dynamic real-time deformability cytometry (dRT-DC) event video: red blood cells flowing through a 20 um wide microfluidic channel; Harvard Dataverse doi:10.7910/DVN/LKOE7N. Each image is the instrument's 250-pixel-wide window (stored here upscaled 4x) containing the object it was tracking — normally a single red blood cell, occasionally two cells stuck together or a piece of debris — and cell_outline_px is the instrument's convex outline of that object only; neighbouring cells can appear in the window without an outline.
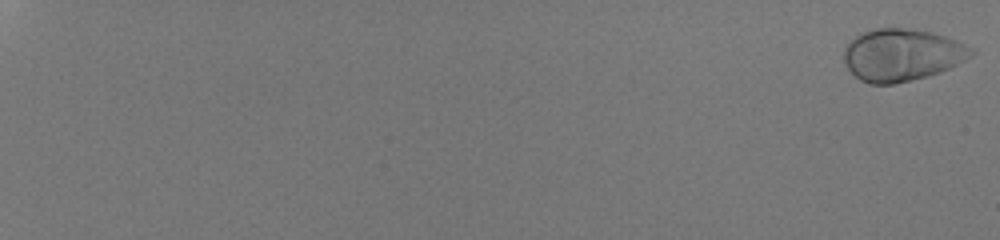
{"species": "human", "species_latin": "Homo sapiens", "temperature_condition": "room temperature", "stored_images_in_passage": 55, "camera_frame_rate_fps": 3000, "um_per_image_px": 0.085, "donor": {"sex": "male"}, "frame": {"image": 1, "passage_image": 1, "time_ms": 0.0, "image_size_px": [1000, 240], "cell_outline_px": [[976, 52], [972, 56], [940, 72], [928, 76], [892, 84], [872, 84], [860, 80], [848, 68], [844, 60], [844, 48], [860, 32], [876, 28], [904, 28], [932, 32], [944, 36]], "centroid_in_image_um": [76.61, 4.67], "position_along_channel_um": 8.4, "area_um2": 38.15}}
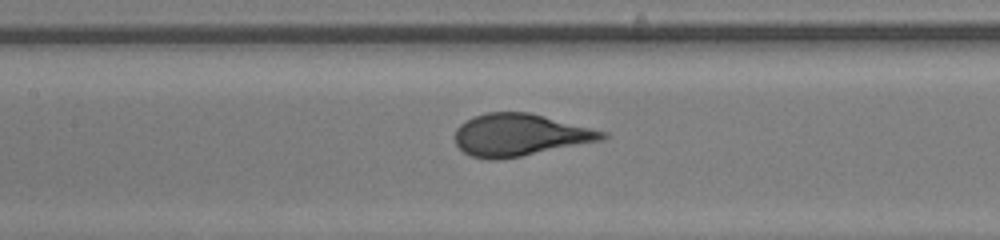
{"frame": {"image": 2, "passage_image": 32, "time_ms": 10.333, "image_size_px": [1000, 240], "cell_outline_px": [[608, 136], [604, 140], [520, 156], [496, 160], [492, 160], [472, 156], [464, 152], [456, 144], [456, 128], [460, 124], [472, 116], [488, 112], [528, 112], [608, 132]], "centroid_in_image_um": [44.19, 11.46], "position_along_channel_um": 163.2, "area_um2": 36.01}}
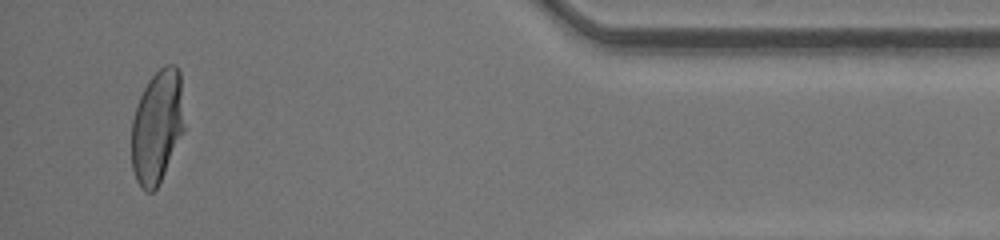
{"frame": {"image": 3, "passage_image": 53, "time_ms": 17.333, "image_size_px": [1000, 240], "cell_outline_px": [[184, 132], [156, 188], [152, 192], [148, 192], [136, 180], [132, 168], [132, 120], [140, 96], [148, 80], [164, 64], [176, 64], [180, 72], [184, 128]], "centroid_in_image_um": [13.36, 10.72], "position_along_channel_um": 421.8, "area_um2": 34.51}, "authors_computed_cell_mechanics": {"area_um2": 36.6452, "velocity_mm_per_s": 4.2677, "shape_relaxation_time_tau1_ms": 3.9343, "shape_relaxation_time_tau2_ms": null, "deformation_change_tau1": 0.2096, "deformation_change_tau2": null}}